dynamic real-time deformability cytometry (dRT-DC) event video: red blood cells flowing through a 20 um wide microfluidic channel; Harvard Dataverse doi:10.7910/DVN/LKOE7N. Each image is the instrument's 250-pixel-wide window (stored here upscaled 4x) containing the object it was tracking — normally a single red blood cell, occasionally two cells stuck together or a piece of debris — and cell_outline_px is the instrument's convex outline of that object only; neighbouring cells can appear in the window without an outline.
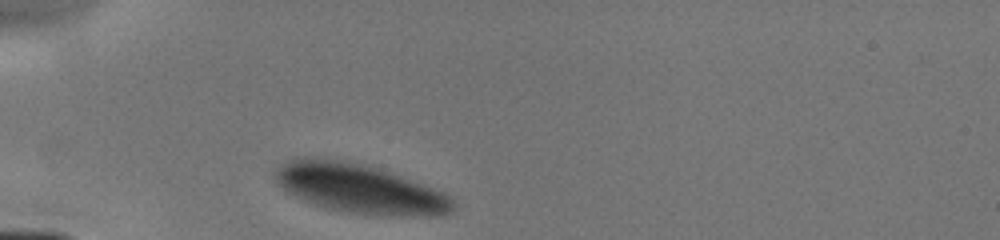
{"species": "human", "species_latin": "Homo sapiens", "temperature_condition": "cold", "stored_images_in_passage": 1, "camera_frame_rate_fps": 3000, "um_per_image_px": 0.085, "donor": {"sex": "male"}, "frame": {"image": 1, "passage_image": 1, "time_ms": 0.0, "image_size_px": [1000, 240], "cell_outline_px": [[456, 208], [452, 212], [440, 216], [380, 216], [344, 212], [324, 208], [312, 204], [288, 192], [280, 184], [276, 176], [280, 168], [284, 164], [296, 156], [312, 156], [340, 160], [364, 164], [424, 184], [444, 192], [456, 200]], "centroid_in_image_um": [30.66, 16.06], "position_along_channel_um": 54.3, "area_um2": 51.21}}